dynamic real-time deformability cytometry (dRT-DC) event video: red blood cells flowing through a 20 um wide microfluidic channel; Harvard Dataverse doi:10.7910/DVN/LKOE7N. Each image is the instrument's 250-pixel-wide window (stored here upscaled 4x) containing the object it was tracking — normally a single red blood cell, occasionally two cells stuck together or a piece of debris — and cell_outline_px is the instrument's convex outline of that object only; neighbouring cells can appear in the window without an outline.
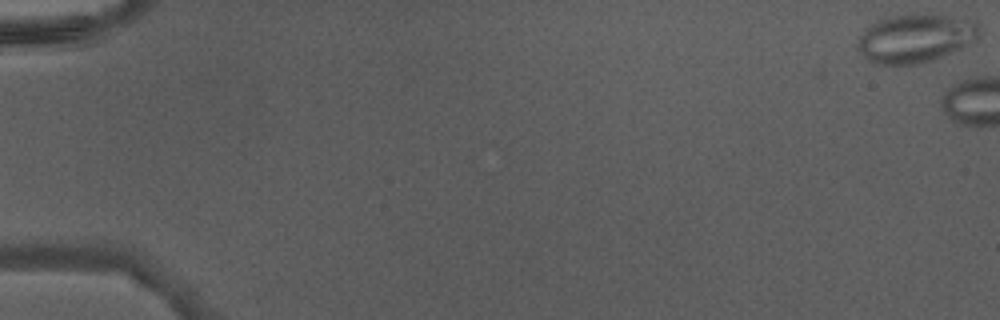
{"species": "Egyptian fruit bat (a non-hibernating species)", "species_latin": "Rousettus aegyptiacus", "temperature_condition": "warm", "stored_images_in_passage": 7, "camera_frame_rate_fps": 3000, "um_per_image_px": 0.085, "animal": {"sex": "male"}, "frame": {"image": 1, "passage_image": 1, "time_ms": 0.0, "image_size_px": [1000, 320], "cell_outline_px": [[980, 36], [976, 40], [944, 56], [932, 60], [916, 64], [876, 64], [868, 60], [860, 52], [856, 44], [856, 36], [864, 28], [876, 20], [892, 16], [916, 12], [920, 12], [976, 20], [980, 24]], "centroid_in_image_um": [77.8, 3.22], "position_along_channel_um": 7.2, "area_um2": 35.2}}